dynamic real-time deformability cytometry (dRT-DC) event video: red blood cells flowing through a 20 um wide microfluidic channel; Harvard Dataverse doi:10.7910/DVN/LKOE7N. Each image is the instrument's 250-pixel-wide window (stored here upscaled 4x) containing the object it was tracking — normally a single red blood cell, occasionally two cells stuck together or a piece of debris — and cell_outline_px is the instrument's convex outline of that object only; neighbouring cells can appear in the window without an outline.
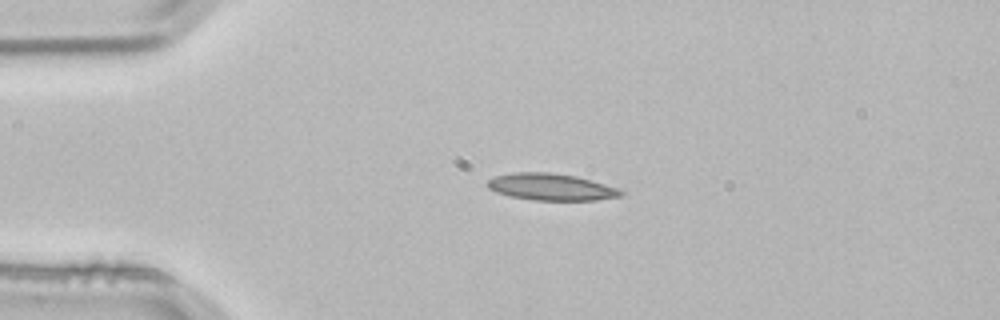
{"species": "common noctule bat (a hibernating species)", "species_latin": "Nyctalus noctula", "temperature_condition": "room temperature", "stored_images_in_passage": 2, "camera_frame_rate_fps": 3000, "um_per_image_px": 0.085, "animal": {"sex": "male", "body_mass_g": 21.5, "forearm_length_mm": 52.0}, "frame": {"image": 1, "passage_image": 1, "time_ms": 0.0, "image_size_px": [1000, 320], "cell_outline_px": [[624, 192], [620, 196], [596, 200], [532, 200], [508, 196], [496, 192], [488, 188], [488, 180], [496, 176], [512, 172], [548, 172], [576, 176], [604, 184], [616, 188]], "centroid_in_image_um": [46.8, 15.89], "position_along_channel_um": 38.2, "area_um2": 20.69}}
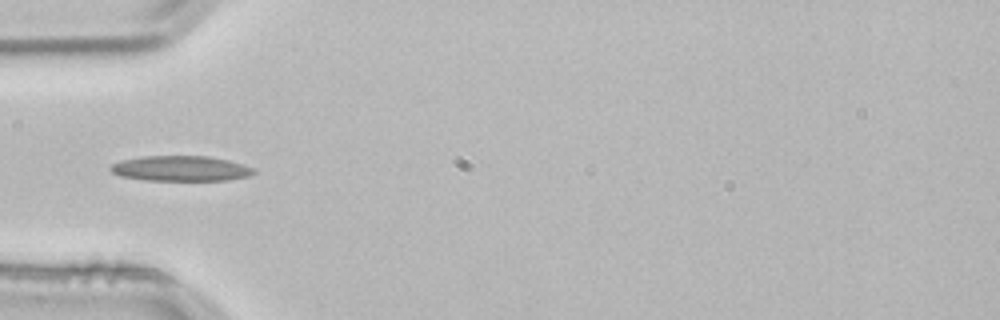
{"frame": {"image": 2, "passage_image": 2, "time_ms": 0.333, "image_size_px": [1000, 320], "cell_outline_px": [[256, 172], [248, 176], [228, 180], [144, 180], [120, 176], [112, 172], [108, 168], [112, 164], [120, 160], [144, 156], [208, 156], [228, 160], [256, 168]], "centroid_in_image_um": [15.36, 14.32], "position_along_channel_um": 69.6, "area_um2": 21.15}}